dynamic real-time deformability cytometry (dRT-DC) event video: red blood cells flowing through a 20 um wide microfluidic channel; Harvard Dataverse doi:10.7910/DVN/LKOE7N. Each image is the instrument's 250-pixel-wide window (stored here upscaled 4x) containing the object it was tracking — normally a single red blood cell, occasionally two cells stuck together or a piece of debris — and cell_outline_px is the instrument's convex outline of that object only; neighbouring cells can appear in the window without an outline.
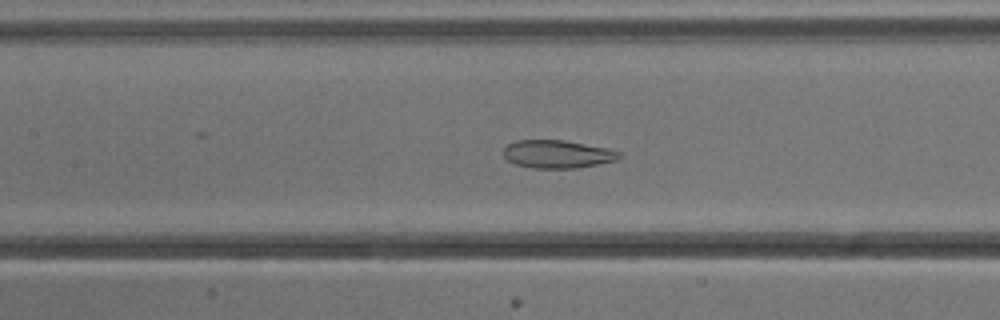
{"species": "common noctule bat (a hibernating species)", "species_latin": "Nyctalus noctula", "temperature_condition": "cold", "stored_images_in_passage": 52, "camera_frame_rate_fps": 3000, "um_per_image_px": 0.085, "animal": {"sex": "male", "body_mass_g": 13.3}, "frame": {"image": 1, "passage_image": 23, "time_ms": 7.333, "image_size_px": [1000, 320], "cell_outline_px": [[620, 156], [616, 160], [576, 168], [532, 168], [516, 164], [504, 160], [504, 148], [508, 144], [516, 140], [564, 140], [608, 148], [620, 152]], "centroid_in_image_um": [47.34, 13.1], "position_along_channel_um": 160.1, "area_um2": 18.84}}
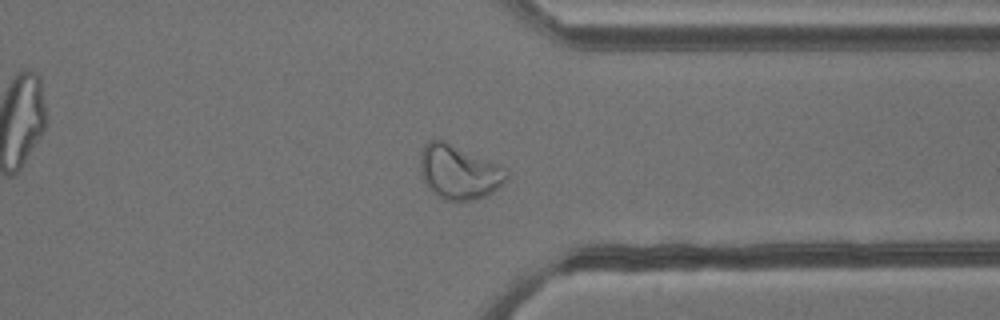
{"frame": {"image": 2, "passage_image": 40, "time_ms": 13.0, "image_size_px": [1000, 320], "cell_outline_px": [[508, 180], [492, 192], [476, 200], [444, 200], [432, 192], [424, 180], [420, 168], [420, 156], [424, 144], [428, 140], [444, 140], [496, 164], [504, 168], [508, 172]], "centroid_in_image_um": [38.99, 14.63], "position_along_channel_um": 372.4, "area_um2": 26.93}}
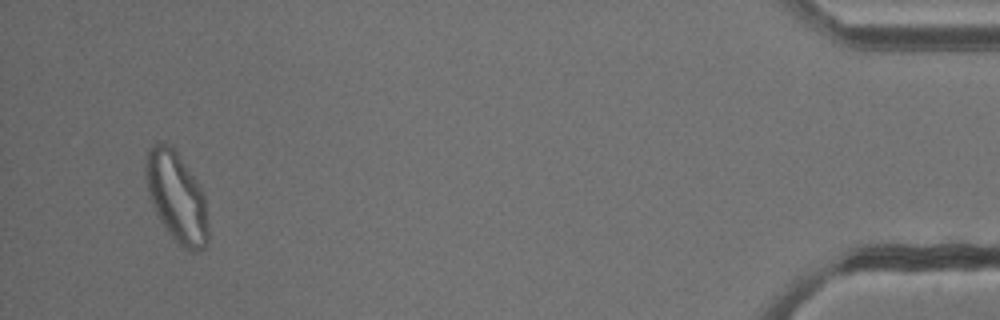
{"frame": {"image": 3, "passage_image": 50, "time_ms": 16.333, "image_size_px": [1000, 320], "cell_outline_px": [[208, 244], [204, 248], [196, 252], [188, 252], [172, 236], [160, 220], [152, 204], [148, 192], [144, 176], [144, 164], [148, 148], [152, 144], [172, 144], [200, 184], [204, 192], [208, 228]], "centroid_in_image_um": [15.02, 16.72], "position_along_channel_um": 420.2, "area_um2": 33.18}, "authors_computed_cell_mechanics": {"area_um2": 26.7903, "velocity_mm_per_s": 3.795, "shape_relaxation_time_tau1_ms": null, "shape_relaxation_time_tau2_ms": 2.0366, "deformation_change_tau1": null, "deformation_change_tau2": 0.0761}}